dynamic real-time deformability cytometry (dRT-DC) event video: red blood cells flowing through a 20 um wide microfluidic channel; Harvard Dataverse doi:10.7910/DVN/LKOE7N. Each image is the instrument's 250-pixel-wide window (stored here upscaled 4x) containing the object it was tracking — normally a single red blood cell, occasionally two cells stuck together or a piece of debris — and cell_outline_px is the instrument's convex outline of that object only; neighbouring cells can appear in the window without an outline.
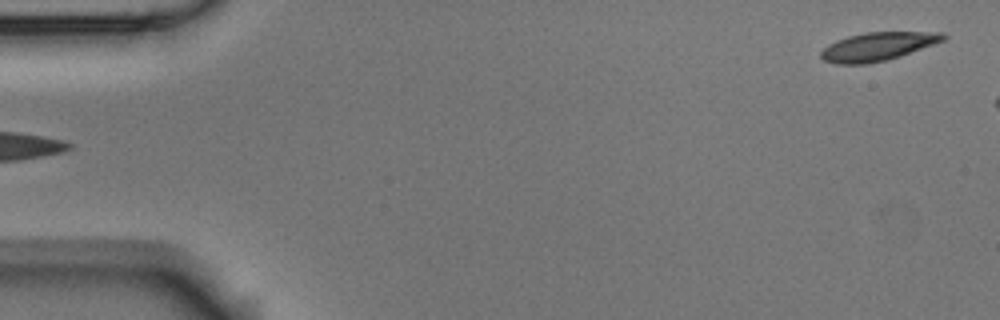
{"species": "Egyptian fruit bat (a non-hibernating species)", "species_latin": "Rousettus aegyptiacus", "temperature_condition": "room temperature", "stored_images_in_passage": 4, "segment_of_instrument_passage": [2, 2], "camera_frame_rate_fps": 3000, "um_per_image_px": 0.085, "animal": {"sex": "male"}, "frame": {"image": 1, "passage_image": 4, "time_ms": 3.667, "image_size_px": [1000, 320], "cell_outline_px": [[948, 36], [944, 40], [900, 56], [868, 64], [836, 64], [824, 60], [820, 56], [820, 52], [828, 44], [836, 40], [848, 36], [864, 32], [944, 32]], "centroid_in_image_um": [74.59, 3.94], "position_along_channel_um": 10.4, "area_um2": 20.17}}